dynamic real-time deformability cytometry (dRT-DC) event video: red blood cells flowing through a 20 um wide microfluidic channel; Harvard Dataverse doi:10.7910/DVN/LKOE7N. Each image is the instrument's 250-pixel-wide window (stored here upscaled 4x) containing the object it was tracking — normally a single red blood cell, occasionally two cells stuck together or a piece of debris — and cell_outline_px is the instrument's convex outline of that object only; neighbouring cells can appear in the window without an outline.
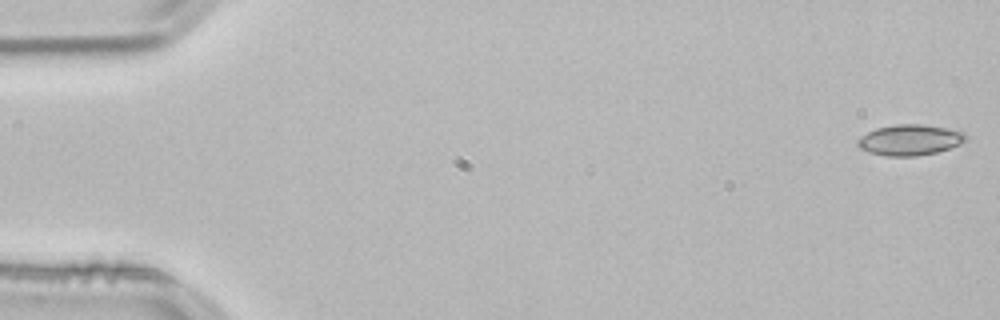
{"species": "common noctule bat (a hibernating species)", "species_latin": "Nyctalus noctula", "temperature_condition": "room temperature", "stored_images_in_passage": 53, "camera_frame_rate_fps": 3000, "um_per_image_px": 0.085, "animal": {"sex": "male", "body_mass_g": 21.5, "forearm_length_mm": 52.0}, "frame": {"image": 1, "passage_image": 1, "time_ms": 0.0, "image_size_px": [1000, 320], "cell_outline_px": [[968, 140], [960, 144], [936, 152], [916, 156], [884, 156], [868, 152], [860, 148], [856, 144], [856, 140], [860, 136], [876, 128], [896, 124], [920, 124], [944, 128], [964, 132], [968, 136]], "centroid_in_image_um": [77.31, 11.9], "position_along_channel_um": 7.7, "area_um2": 19.42}}
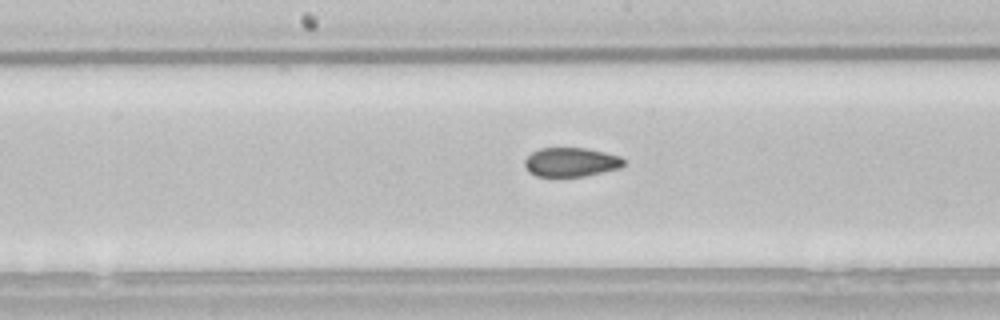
{"frame": {"image": 2, "passage_image": 27, "time_ms": 8.667, "image_size_px": [1000, 320], "cell_outline_px": [[624, 164], [620, 168], [584, 176], [536, 176], [528, 172], [524, 164], [524, 160], [532, 152], [540, 148], [588, 148], [620, 156], [624, 160]], "centroid_in_image_um": [48.52, 13.77], "position_along_channel_um": 199.7, "area_um2": 16.76}}
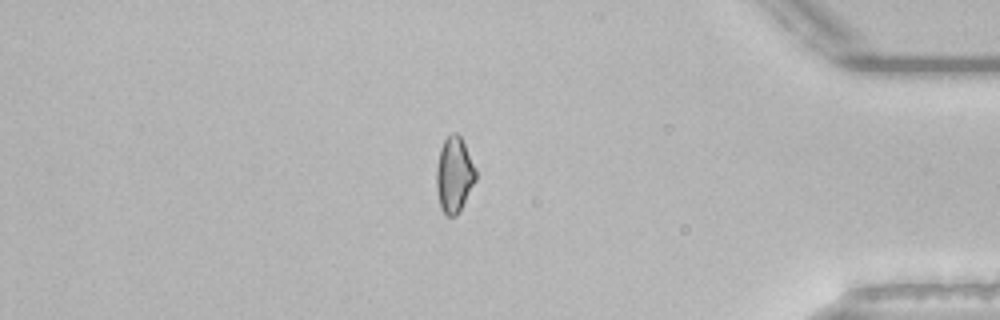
{"frame": {"image": 3, "passage_image": 45, "time_ms": 14.667, "image_size_px": [1000, 320], "cell_outline_px": [[476, 180], [460, 212], [456, 216], [444, 216], [440, 208], [436, 188], [436, 168], [440, 148], [444, 140], [452, 132], [456, 132], [460, 136], [476, 168]], "centroid_in_image_um": [38.6, 14.89], "position_along_channel_um": 396.6, "area_um2": 17.57}, "authors_computed_cell_mechanics": {"area_um2": 17.629, "velocity_mm_per_s": 3.8484, "shape_relaxation_time_tau1_ms": null, "shape_relaxation_time_tau2_ms": 1.5373, "deformation_change_tau1": null, "deformation_change_tau2": 0.0619}}